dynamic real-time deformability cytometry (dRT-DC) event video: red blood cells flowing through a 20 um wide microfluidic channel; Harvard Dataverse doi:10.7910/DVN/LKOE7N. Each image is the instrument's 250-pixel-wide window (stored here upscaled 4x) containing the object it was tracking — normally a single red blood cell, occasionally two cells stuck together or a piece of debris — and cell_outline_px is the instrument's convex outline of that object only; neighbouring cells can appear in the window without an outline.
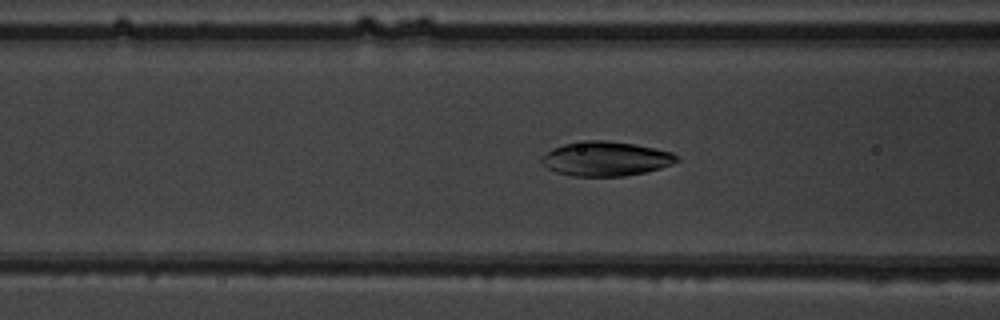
{"species": "common noctule bat (a hibernating species)", "species_latin": "Nyctalus noctula", "temperature_condition": "warm", "stored_images_in_passage": 41, "camera_frame_rate_fps": 3000, "um_per_image_px": 0.085, "animal": {"sex": "male", "body_mass_g": 19.5, "forearm_length_mm": 54.6}, "frame": {"image": 1, "passage_image": 19, "time_ms": 6.0, "image_size_px": [1000, 320], "cell_outline_px": [[680, 160], [672, 164], [660, 168], [644, 172], [624, 176], [572, 176], [556, 172], [548, 168], [540, 160], [540, 156], [552, 148], [564, 144], [588, 140], [604, 140], [636, 144], [672, 152], [680, 156]], "centroid_in_image_um": [51.5, 13.49], "position_along_channel_um": 115.1, "area_um2": 27.22}}
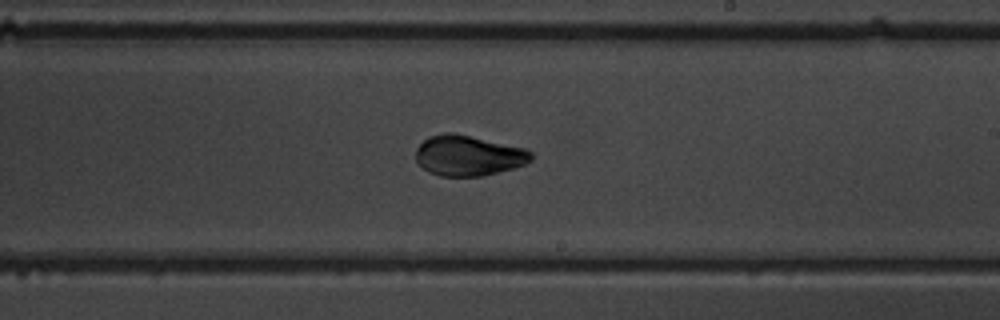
{"frame": {"image": 2, "passage_image": 29, "time_ms": 9.333, "image_size_px": [1000, 320], "cell_outline_px": [[532, 160], [524, 164], [512, 168], [480, 176], [440, 176], [428, 172], [416, 160], [416, 148], [428, 136], [444, 132], [452, 132], [524, 148], [532, 152]], "centroid_in_image_um": [39.77, 13.21], "position_along_channel_um": 249.2, "area_um2": 26.93}}
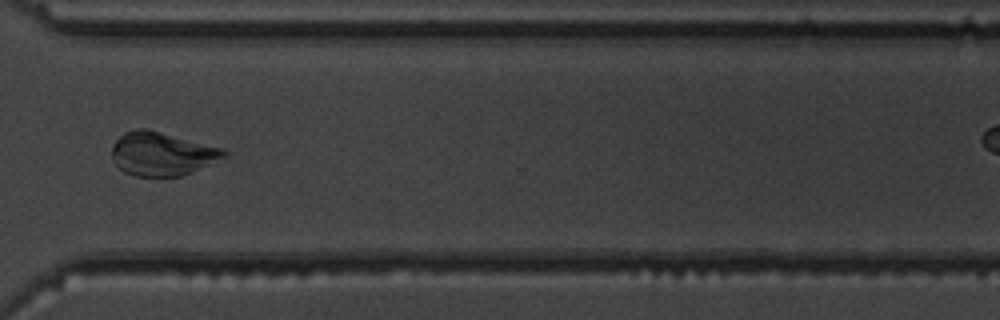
{"frame": {"image": 3, "passage_image": 37, "time_ms": 12.0, "image_size_px": [1000, 320], "cell_outline_px": [[228, 156], [180, 176], [136, 176], [124, 172], [112, 160], [112, 144], [124, 132], [136, 128], [144, 128], [224, 148], [228, 152]], "centroid_in_image_um": [13.75, 13.07], "position_along_channel_um": 356.8, "area_um2": 28.26}}